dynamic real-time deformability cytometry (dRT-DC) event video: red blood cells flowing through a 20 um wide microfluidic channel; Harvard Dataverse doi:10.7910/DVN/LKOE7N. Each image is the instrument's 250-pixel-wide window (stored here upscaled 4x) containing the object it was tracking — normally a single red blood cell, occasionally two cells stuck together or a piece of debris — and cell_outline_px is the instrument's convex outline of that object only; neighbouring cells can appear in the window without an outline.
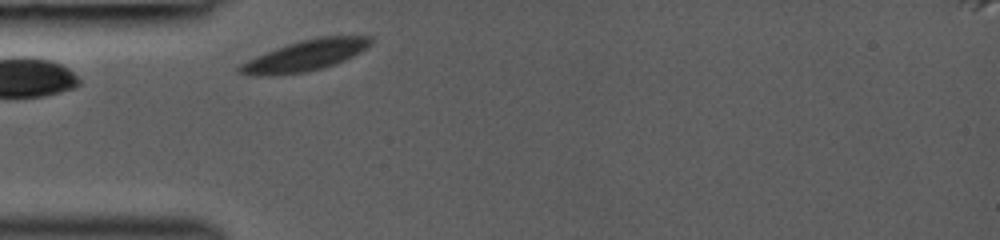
{"species": "common noctule bat (a hibernating species)", "species_latin": "Nyctalus noctula", "temperature_condition": "room temperature", "stored_images_in_passage": 19, "camera_frame_rate_fps": 3000, "um_per_image_px": 0.085, "animal": {"sex": "female", "body_mass_g": 19.0, "forearm_length_mm": 53.3}, "frame": {"image": 1, "passage_image": 1, "time_ms": 0.0, "image_size_px": [1000, 240], "cell_outline_px": [[372, 44], [368, 48], [336, 64], [324, 68], [308, 72], [268, 76], [252, 76], [236, 72], [236, 68], [240, 64], [256, 56], [276, 48], [300, 40], [320, 36], [372, 36]], "centroid_in_image_um": [25.94, 4.73], "position_along_channel_um": 59.1, "area_um2": 23.81}}
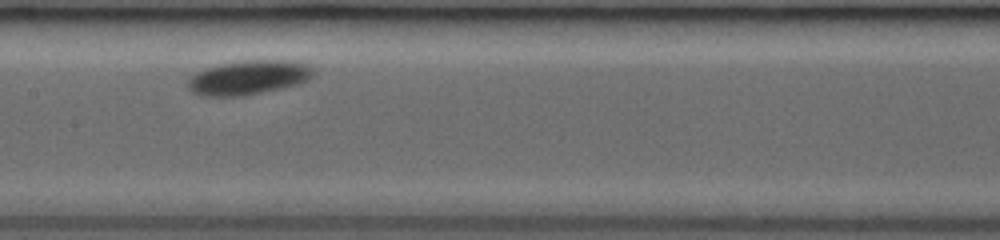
{"frame": {"image": 2, "passage_image": 9, "time_ms": 3.333, "image_size_px": [1000, 240], "cell_outline_px": [[312, 72], [308, 80], [300, 84], [244, 96], [204, 96], [192, 92], [188, 88], [188, 80], [196, 72], [204, 68], [220, 64], [244, 60], [288, 60], [308, 64], [312, 68]], "centroid_in_image_um": [21.11, 6.59], "position_along_channel_um": 186.3, "area_um2": 25.09}}
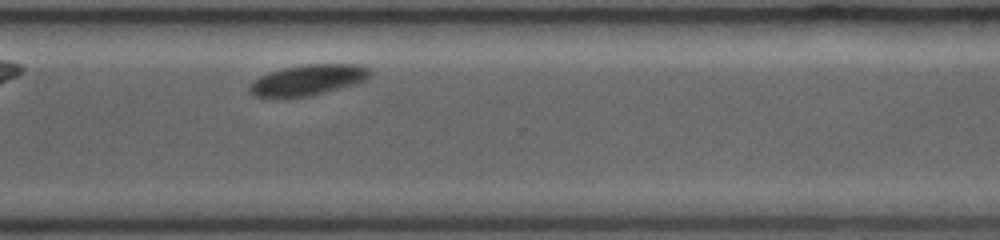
{"frame": {"image": 3, "passage_image": 19, "time_ms": 7.333, "image_size_px": [1000, 240], "cell_outline_px": [[372, 76], [364, 80], [352, 84], [324, 92], [308, 96], [252, 96], [248, 92], [248, 88], [260, 76], [284, 68], [304, 64], [360, 64], [372, 68]], "centroid_in_image_um": [26.24, 6.77], "position_along_channel_um": 344.4, "area_um2": 21.1}}